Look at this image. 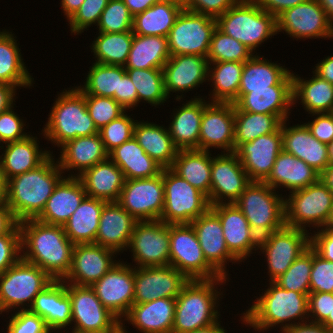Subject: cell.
Returning a JSON list of instances; mask_svg holds the SVG:
<instances>
[{"instance_id": "obj_11", "label": "cell", "mask_w": 333, "mask_h": 333, "mask_svg": "<svg viewBox=\"0 0 333 333\" xmlns=\"http://www.w3.org/2000/svg\"><path fill=\"white\" fill-rule=\"evenodd\" d=\"M74 333H121V321L106 309L90 286L67 283Z\"/></svg>"}, {"instance_id": "obj_57", "label": "cell", "mask_w": 333, "mask_h": 333, "mask_svg": "<svg viewBox=\"0 0 333 333\" xmlns=\"http://www.w3.org/2000/svg\"><path fill=\"white\" fill-rule=\"evenodd\" d=\"M109 0H85L78 11L68 20L72 35H79L90 28L97 26L103 10Z\"/></svg>"}, {"instance_id": "obj_37", "label": "cell", "mask_w": 333, "mask_h": 333, "mask_svg": "<svg viewBox=\"0 0 333 333\" xmlns=\"http://www.w3.org/2000/svg\"><path fill=\"white\" fill-rule=\"evenodd\" d=\"M320 176L303 160L282 150L264 182L275 190H280L281 187L283 190L284 187L291 193L316 183Z\"/></svg>"}, {"instance_id": "obj_53", "label": "cell", "mask_w": 333, "mask_h": 333, "mask_svg": "<svg viewBox=\"0 0 333 333\" xmlns=\"http://www.w3.org/2000/svg\"><path fill=\"white\" fill-rule=\"evenodd\" d=\"M312 269V247L303 252L274 282L280 287L309 295Z\"/></svg>"}, {"instance_id": "obj_65", "label": "cell", "mask_w": 333, "mask_h": 333, "mask_svg": "<svg viewBox=\"0 0 333 333\" xmlns=\"http://www.w3.org/2000/svg\"><path fill=\"white\" fill-rule=\"evenodd\" d=\"M310 234V246L327 261L333 262V228L322 227Z\"/></svg>"}, {"instance_id": "obj_15", "label": "cell", "mask_w": 333, "mask_h": 333, "mask_svg": "<svg viewBox=\"0 0 333 333\" xmlns=\"http://www.w3.org/2000/svg\"><path fill=\"white\" fill-rule=\"evenodd\" d=\"M163 170L151 178L125 180L117 203L137 221L160 220L164 208Z\"/></svg>"}, {"instance_id": "obj_74", "label": "cell", "mask_w": 333, "mask_h": 333, "mask_svg": "<svg viewBox=\"0 0 333 333\" xmlns=\"http://www.w3.org/2000/svg\"><path fill=\"white\" fill-rule=\"evenodd\" d=\"M221 321L219 320L218 322L202 328V329H197L195 331L187 332V333H228L226 329H224L223 326H221Z\"/></svg>"}, {"instance_id": "obj_44", "label": "cell", "mask_w": 333, "mask_h": 333, "mask_svg": "<svg viewBox=\"0 0 333 333\" xmlns=\"http://www.w3.org/2000/svg\"><path fill=\"white\" fill-rule=\"evenodd\" d=\"M183 9L181 0H160L133 17L132 32L144 36L167 37Z\"/></svg>"}, {"instance_id": "obj_46", "label": "cell", "mask_w": 333, "mask_h": 333, "mask_svg": "<svg viewBox=\"0 0 333 333\" xmlns=\"http://www.w3.org/2000/svg\"><path fill=\"white\" fill-rule=\"evenodd\" d=\"M168 38L133 35L125 69H162L170 58Z\"/></svg>"}, {"instance_id": "obj_61", "label": "cell", "mask_w": 333, "mask_h": 333, "mask_svg": "<svg viewBox=\"0 0 333 333\" xmlns=\"http://www.w3.org/2000/svg\"><path fill=\"white\" fill-rule=\"evenodd\" d=\"M21 258V231L18 225L11 233L0 236V275Z\"/></svg>"}, {"instance_id": "obj_34", "label": "cell", "mask_w": 333, "mask_h": 333, "mask_svg": "<svg viewBox=\"0 0 333 333\" xmlns=\"http://www.w3.org/2000/svg\"><path fill=\"white\" fill-rule=\"evenodd\" d=\"M259 54H254L244 62L242 76L235 104L249 89H270L274 85H292V72L285 65L270 62Z\"/></svg>"}, {"instance_id": "obj_56", "label": "cell", "mask_w": 333, "mask_h": 333, "mask_svg": "<svg viewBox=\"0 0 333 333\" xmlns=\"http://www.w3.org/2000/svg\"><path fill=\"white\" fill-rule=\"evenodd\" d=\"M85 102L98 130L126 112L118 102L110 97L85 95Z\"/></svg>"}, {"instance_id": "obj_33", "label": "cell", "mask_w": 333, "mask_h": 333, "mask_svg": "<svg viewBox=\"0 0 333 333\" xmlns=\"http://www.w3.org/2000/svg\"><path fill=\"white\" fill-rule=\"evenodd\" d=\"M176 298L133 304L121 322L127 321L140 333H172Z\"/></svg>"}, {"instance_id": "obj_51", "label": "cell", "mask_w": 333, "mask_h": 333, "mask_svg": "<svg viewBox=\"0 0 333 333\" xmlns=\"http://www.w3.org/2000/svg\"><path fill=\"white\" fill-rule=\"evenodd\" d=\"M126 73L137 90L138 104L143 101L157 108L169 99L162 69H126Z\"/></svg>"}, {"instance_id": "obj_40", "label": "cell", "mask_w": 333, "mask_h": 333, "mask_svg": "<svg viewBox=\"0 0 333 333\" xmlns=\"http://www.w3.org/2000/svg\"><path fill=\"white\" fill-rule=\"evenodd\" d=\"M109 159L123 172L125 180L151 178L163 167L152 159L134 136L109 153Z\"/></svg>"}, {"instance_id": "obj_21", "label": "cell", "mask_w": 333, "mask_h": 333, "mask_svg": "<svg viewBox=\"0 0 333 333\" xmlns=\"http://www.w3.org/2000/svg\"><path fill=\"white\" fill-rule=\"evenodd\" d=\"M209 102L205 105L199 134V150L234 152V104ZM223 150V151H222Z\"/></svg>"}, {"instance_id": "obj_62", "label": "cell", "mask_w": 333, "mask_h": 333, "mask_svg": "<svg viewBox=\"0 0 333 333\" xmlns=\"http://www.w3.org/2000/svg\"><path fill=\"white\" fill-rule=\"evenodd\" d=\"M333 293L314 292L308 295L309 321L322 324L328 317H332Z\"/></svg>"}, {"instance_id": "obj_80", "label": "cell", "mask_w": 333, "mask_h": 333, "mask_svg": "<svg viewBox=\"0 0 333 333\" xmlns=\"http://www.w3.org/2000/svg\"><path fill=\"white\" fill-rule=\"evenodd\" d=\"M326 226L333 228V205H332V211H331V215H330V220H329V222H328V224Z\"/></svg>"}, {"instance_id": "obj_25", "label": "cell", "mask_w": 333, "mask_h": 333, "mask_svg": "<svg viewBox=\"0 0 333 333\" xmlns=\"http://www.w3.org/2000/svg\"><path fill=\"white\" fill-rule=\"evenodd\" d=\"M282 151V129L241 144L234 153L251 181L264 182Z\"/></svg>"}, {"instance_id": "obj_54", "label": "cell", "mask_w": 333, "mask_h": 333, "mask_svg": "<svg viewBox=\"0 0 333 333\" xmlns=\"http://www.w3.org/2000/svg\"><path fill=\"white\" fill-rule=\"evenodd\" d=\"M133 16L122 0H109L97 23L99 32L121 33L132 31Z\"/></svg>"}, {"instance_id": "obj_69", "label": "cell", "mask_w": 333, "mask_h": 333, "mask_svg": "<svg viewBox=\"0 0 333 333\" xmlns=\"http://www.w3.org/2000/svg\"><path fill=\"white\" fill-rule=\"evenodd\" d=\"M17 89L13 86L0 83V113L8 110L11 106L15 105Z\"/></svg>"}, {"instance_id": "obj_72", "label": "cell", "mask_w": 333, "mask_h": 333, "mask_svg": "<svg viewBox=\"0 0 333 333\" xmlns=\"http://www.w3.org/2000/svg\"><path fill=\"white\" fill-rule=\"evenodd\" d=\"M134 17L147 10L149 7L158 3L160 0H122Z\"/></svg>"}, {"instance_id": "obj_76", "label": "cell", "mask_w": 333, "mask_h": 333, "mask_svg": "<svg viewBox=\"0 0 333 333\" xmlns=\"http://www.w3.org/2000/svg\"><path fill=\"white\" fill-rule=\"evenodd\" d=\"M7 189L8 180L6 179L0 168V205L6 204L7 202Z\"/></svg>"}, {"instance_id": "obj_70", "label": "cell", "mask_w": 333, "mask_h": 333, "mask_svg": "<svg viewBox=\"0 0 333 333\" xmlns=\"http://www.w3.org/2000/svg\"><path fill=\"white\" fill-rule=\"evenodd\" d=\"M315 65L313 72L333 85V55H328Z\"/></svg>"}, {"instance_id": "obj_48", "label": "cell", "mask_w": 333, "mask_h": 333, "mask_svg": "<svg viewBox=\"0 0 333 333\" xmlns=\"http://www.w3.org/2000/svg\"><path fill=\"white\" fill-rule=\"evenodd\" d=\"M282 122L276 115L240 111L234 105V151L241 144L276 132Z\"/></svg>"}, {"instance_id": "obj_20", "label": "cell", "mask_w": 333, "mask_h": 333, "mask_svg": "<svg viewBox=\"0 0 333 333\" xmlns=\"http://www.w3.org/2000/svg\"><path fill=\"white\" fill-rule=\"evenodd\" d=\"M251 182L234 152L214 155L211 165L210 206L234 203Z\"/></svg>"}, {"instance_id": "obj_77", "label": "cell", "mask_w": 333, "mask_h": 333, "mask_svg": "<svg viewBox=\"0 0 333 333\" xmlns=\"http://www.w3.org/2000/svg\"><path fill=\"white\" fill-rule=\"evenodd\" d=\"M320 6L326 12L328 19L333 23V0H318Z\"/></svg>"}, {"instance_id": "obj_42", "label": "cell", "mask_w": 333, "mask_h": 333, "mask_svg": "<svg viewBox=\"0 0 333 333\" xmlns=\"http://www.w3.org/2000/svg\"><path fill=\"white\" fill-rule=\"evenodd\" d=\"M133 136L145 153L163 168L172 166L179 149L173 143L167 126L137 120Z\"/></svg>"}, {"instance_id": "obj_78", "label": "cell", "mask_w": 333, "mask_h": 333, "mask_svg": "<svg viewBox=\"0 0 333 333\" xmlns=\"http://www.w3.org/2000/svg\"><path fill=\"white\" fill-rule=\"evenodd\" d=\"M322 325L324 327H326L328 330H330L331 332H333V309H332V317H328L323 323Z\"/></svg>"}, {"instance_id": "obj_58", "label": "cell", "mask_w": 333, "mask_h": 333, "mask_svg": "<svg viewBox=\"0 0 333 333\" xmlns=\"http://www.w3.org/2000/svg\"><path fill=\"white\" fill-rule=\"evenodd\" d=\"M5 333H52L37 314L30 310H20L8 316Z\"/></svg>"}, {"instance_id": "obj_4", "label": "cell", "mask_w": 333, "mask_h": 333, "mask_svg": "<svg viewBox=\"0 0 333 333\" xmlns=\"http://www.w3.org/2000/svg\"><path fill=\"white\" fill-rule=\"evenodd\" d=\"M227 281L225 277L190 280L176 297L172 333H187L218 322L219 301L223 298L219 286H225Z\"/></svg>"}, {"instance_id": "obj_14", "label": "cell", "mask_w": 333, "mask_h": 333, "mask_svg": "<svg viewBox=\"0 0 333 333\" xmlns=\"http://www.w3.org/2000/svg\"><path fill=\"white\" fill-rule=\"evenodd\" d=\"M216 27V18L183 9L167 36L170 55L207 57Z\"/></svg>"}, {"instance_id": "obj_31", "label": "cell", "mask_w": 333, "mask_h": 333, "mask_svg": "<svg viewBox=\"0 0 333 333\" xmlns=\"http://www.w3.org/2000/svg\"><path fill=\"white\" fill-rule=\"evenodd\" d=\"M87 196L78 177L64 176L55 186L37 220L52 225L64 226Z\"/></svg>"}, {"instance_id": "obj_79", "label": "cell", "mask_w": 333, "mask_h": 333, "mask_svg": "<svg viewBox=\"0 0 333 333\" xmlns=\"http://www.w3.org/2000/svg\"><path fill=\"white\" fill-rule=\"evenodd\" d=\"M329 165L333 164V140L327 144Z\"/></svg>"}, {"instance_id": "obj_45", "label": "cell", "mask_w": 333, "mask_h": 333, "mask_svg": "<svg viewBox=\"0 0 333 333\" xmlns=\"http://www.w3.org/2000/svg\"><path fill=\"white\" fill-rule=\"evenodd\" d=\"M105 203L104 200L86 196L64 224L65 234L74 245L95 243Z\"/></svg>"}, {"instance_id": "obj_7", "label": "cell", "mask_w": 333, "mask_h": 333, "mask_svg": "<svg viewBox=\"0 0 333 333\" xmlns=\"http://www.w3.org/2000/svg\"><path fill=\"white\" fill-rule=\"evenodd\" d=\"M265 182L252 181L234 202L258 238L285 226V197Z\"/></svg>"}, {"instance_id": "obj_9", "label": "cell", "mask_w": 333, "mask_h": 333, "mask_svg": "<svg viewBox=\"0 0 333 333\" xmlns=\"http://www.w3.org/2000/svg\"><path fill=\"white\" fill-rule=\"evenodd\" d=\"M287 196L285 197L286 226L303 230H308L309 227L311 231L313 228L317 230L328 224L333 193L321 179Z\"/></svg>"}, {"instance_id": "obj_30", "label": "cell", "mask_w": 333, "mask_h": 333, "mask_svg": "<svg viewBox=\"0 0 333 333\" xmlns=\"http://www.w3.org/2000/svg\"><path fill=\"white\" fill-rule=\"evenodd\" d=\"M138 221L117 202H106L101 212L95 244L127 252L130 238Z\"/></svg>"}, {"instance_id": "obj_36", "label": "cell", "mask_w": 333, "mask_h": 333, "mask_svg": "<svg viewBox=\"0 0 333 333\" xmlns=\"http://www.w3.org/2000/svg\"><path fill=\"white\" fill-rule=\"evenodd\" d=\"M240 111L272 114L289 119L293 108L292 85H274L270 89H249L235 104Z\"/></svg>"}, {"instance_id": "obj_55", "label": "cell", "mask_w": 333, "mask_h": 333, "mask_svg": "<svg viewBox=\"0 0 333 333\" xmlns=\"http://www.w3.org/2000/svg\"><path fill=\"white\" fill-rule=\"evenodd\" d=\"M136 122L137 120L128 116L126 111L99 130L98 133L108 153L133 137Z\"/></svg>"}, {"instance_id": "obj_71", "label": "cell", "mask_w": 333, "mask_h": 333, "mask_svg": "<svg viewBox=\"0 0 333 333\" xmlns=\"http://www.w3.org/2000/svg\"><path fill=\"white\" fill-rule=\"evenodd\" d=\"M282 333H333L324 327L322 324L313 323L310 321L294 325L285 329Z\"/></svg>"}, {"instance_id": "obj_19", "label": "cell", "mask_w": 333, "mask_h": 333, "mask_svg": "<svg viewBox=\"0 0 333 333\" xmlns=\"http://www.w3.org/2000/svg\"><path fill=\"white\" fill-rule=\"evenodd\" d=\"M189 281L171 265L134 267V304L176 298Z\"/></svg>"}, {"instance_id": "obj_28", "label": "cell", "mask_w": 333, "mask_h": 333, "mask_svg": "<svg viewBox=\"0 0 333 333\" xmlns=\"http://www.w3.org/2000/svg\"><path fill=\"white\" fill-rule=\"evenodd\" d=\"M288 121L281 124L282 150L303 160L321 175L329 166L327 144L317 140L304 123L290 126Z\"/></svg>"}, {"instance_id": "obj_47", "label": "cell", "mask_w": 333, "mask_h": 333, "mask_svg": "<svg viewBox=\"0 0 333 333\" xmlns=\"http://www.w3.org/2000/svg\"><path fill=\"white\" fill-rule=\"evenodd\" d=\"M243 67L242 62H209L210 102L233 103L237 99Z\"/></svg>"}, {"instance_id": "obj_66", "label": "cell", "mask_w": 333, "mask_h": 333, "mask_svg": "<svg viewBox=\"0 0 333 333\" xmlns=\"http://www.w3.org/2000/svg\"><path fill=\"white\" fill-rule=\"evenodd\" d=\"M113 99L126 111L128 109H132L129 111H133L134 107H138L137 90L127 73L120 78L119 94H114Z\"/></svg>"}, {"instance_id": "obj_1", "label": "cell", "mask_w": 333, "mask_h": 333, "mask_svg": "<svg viewBox=\"0 0 333 333\" xmlns=\"http://www.w3.org/2000/svg\"><path fill=\"white\" fill-rule=\"evenodd\" d=\"M22 259L37 265L53 280H64L72 265L74 244L63 226L43 223L37 219L19 222Z\"/></svg>"}, {"instance_id": "obj_23", "label": "cell", "mask_w": 333, "mask_h": 333, "mask_svg": "<svg viewBox=\"0 0 333 333\" xmlns=\"http://www.w3.org/2000/svg\"><path fill=\"white\" fill-rule=\"evenodd\" d=\"M210 209L219 217L226 246L239 261L247 260L258 250L259 238L252 231L249 222L234 203L211 205Z\"/></svg>"}, {"instance_id": "obj_43", "label": "cell", "mask_w": 333, "mask_h": 333, "mask_svg": "<svg viewBox=\"0 0 333 333\" xmlns=\"http://www.w3.org/2000/svg\"><path fill=\"white\" fill-rule=\"evenodd\" d=\"M210 151L179 150L170 169L190 185L203 192L210 204L211 165ZM212 156V157H211Z\"/></svg>"}, {"instance_id": "obj_38", "label": "cell", "mask_w": 333, "mask_h": 333, "mask_svg": "<svg viewBox=\"0 0 333 333\" xmlns=\"http://www.w3.org/2000/svg\"><path fill=\"white\" fill-rule=\"evenodd\" d=\"M89 197L117 202L125 178L123 172L109 158L97 163L78 176Z\"/></svg>"}, {"instance_id": "obj_59", "label": "cell", "mask_w": 333, "mask_h": 333, "mask_svg": "<svg viewBox=\"0 0 333 333\" xmlns=\"http://www.w3.org/2000/svg\"><path fill=\"white\" fill-rule=\"evenodd\" d=\"M314 292L333 293V262L323 259L312 248L310 293Z\"/></svg>"}, {"instance_id": "obj_5", "label": "cell", "mask_w": 333, "mask_h": 333, "mask_svg": "<svg viewBox=\"0 0 333 333\" xmlns=\"http://www.w3.org/2000/svg\"><path fill=\"white\" fill-rule=\"evenodd\" d=\"M64 90L57 93L48 120L40 133L58 148L77 137L99 132L88 112L85 94L77 86Z\"/></svg>"}, {"instance_id": "obj_17", "label": "cell", "mask_w": 333, "mask_h": 333, "mask_svg": "<svg viewBox=\"0 0 333 333\" xmlns=\"http://www.w3.org/2000/svg\"><path fill=\"white\" fill-rule=\"evenodd\" d=\"M169 224L161 220L138 221L127 250L132 253L134 267L169 265Z\"/></svg>"}, {"instance_id": "obj_39", "label": "cell", "mask_w": 333, "mask_h": 333, "mask_svg": "<svg viewBox=\"0 0 333 333\" xmlns=\"http://www.w3.org/2000/svg\"><path fill=\"white\" fill-rule=\"evenodd\" d=\"M312 73L304 79L292 71L293 107L299 103L308 114L333 113V85Z\"/></svg>"}, {"instance_id": "obj_35", "label": "cell", "mask_w": 333, "mask_h": 333, "mask_svg": "<svg viewBox=\"0 0 333 333\" xmlns=\"http://www.w3.org/2000/svg\"><path fill=\"white\" fill-rule=\"evenodd\" d=\"M38 139L31 133L23 140L0 146L3 149V153L0 155V168L7 180L36 168L50 154H53V151L40 149Z\"/></svg>"}, {"instance_id": "obj_10", "label": "cell", "mask_w": 333, "mask_h": 333, "mask_svg": "<svg viewBox=\"0 0 333 333\" xmlns=\"http://www.w3.org/2000/svg\"><path fill=\"white\" fill-rule=\"evenodd\" d=\"M163 185L165 195L160 218L162 222L191 223L210 208L207 196L170 168H163Z\"/></svg>"}, {"instance_id": "obj_24", "label": "cell", "mask_w": 333, "mask_h": 333, "mask_svg": "<svg viewBox=\"0 0 333 333\" xmlns=\"http://www.w3.org/2000/svg\"><path fill=\"white\" fill-rule=\"evenodd\" d=\"M208 65V58L200 55L170 56L162 68L168 98L171 92L177 93L174 99L180 102L185 93L208 82Z\"/></svg>"}, {"instance_id": "obj_32", "label": "cell", "mask_w": 333, "mask_h": 333, "mask_svg": "<svg viewBox=\"0 0 333 333\" xmlns=\"http://www.w3.org/2000/svg\"><path fill=\"white\" fill-rule=\"evenodd\" d=\"M209 101L203 95L186 100L182 106L171 112V122L168 125L169 134L179 150H199V134L201 119L205 105Z\"/></svg>"}, {"instance_id": "obj_50", "label": "cell", "mask_w": 333, "mask_h": 333, "mask_svg": "<svg viewBox=\"0 0 333 333\" xmlns=\"http://www.w3.org/2000/svg\"><path fill=\"white\" fill-rule=\"evenodd\" d=\"M126 73L123 66L93 63L89 67L84 85L77 87L85 95H94L113 98L119 94L120 78Z\"/></svg>"}, {"instance_id": "obj_63", "label": "cell", "mask_w": 333, "mask_h": 333, "mask_svg": "<svg viewBox=\"0 0 333 333\" xmlns=\"http://www.w3.org/2000/svg\"><path fill=\"white\" fill-rule=\"evenodd\" d=\"M185 10L213 18L225 13L239 0H181Z\"/></svg>"}, {"instance_id": "obj_22", "label": "cell", "mask_w": 333, "mask_h": 333, "mask_svg": "<svg viewBox=\"0 0 333 333\" xmlns=\"http://www.w3.org/2000/svg\"><path fill=\"white\" fill-rule=\"evenodd\" d=\"M117 254L95 243L75 244L71 269L63 281L78 286H91L120 261L115 259Z\"/></svg>"}, {"instance_id": "obj_18", "label": "cell", "mask_w": 333, "mask_h": 333, "mask_svg": "<svg viewBox=\"0 0 333 333\" xmlns=\"http://www.w3.org/2000/svg\"><path fill=\"white\" fill-rule=\"evenodd\" d=\"M90 287L102 305L121 321L134 304V265L119 261Z\"/></svg>"}, {"instance_id": "obj_41", "label": "cell", "mask_w": 333, "mask_h": 333, "mask_svg": "<svg viewBox=\"0 0 333 333\" xmlns=\"http://www.w3.org/2000/svg\"><path fill=\"white\" fill-rule=\"evenodd\" d=\"M12 32L6 29L0 30V83L16 89L31 88L35 84L34 78L25 66L20 44Z\"/></svg>"}, {"instance_id": "obj_67", "label": "cell", "mask_w": 333, "mask_h": 333, "mask_svg": "<svg viewBox=\"0 0 333 333\" xmlns=\"http://www.w3.org/2000/svg\"><path fill=\"white\" fill-rule=\"evenodd\" d=\"M258 6L272 14L275 18L287 9L304 3L308 0H254Z\"/></svg>"}, {"instance_id": "obj_75", "label": "cell", "mask_w": 333, "mask_h": 333, "mask_svg": "<svg viewBox=\"0 0 333 333\" xmlns=\"http://www.w3.org/2000/svg\"><path fill=\"white\" fill-rule=\"evenodd\" d=\"M320 179L327 185L333 193V164L329 165L321 174Z\"/></svg>"}, {"instance_id": "obj_3", "label": "cell", "mask_w": 333, "mask_h": 333, "mask_svg": "<svg viewBox=\"0 0 333 333\" xmlns=\"http://www.w3.org/2000/svg\"><path fill=\"white\" fill-rule=\"evenodd\" d=\"M50 154L39 166L8 179L7 202L18 222L36 219L64 173Z\"/></svg>"}, {"instance_id": "obj_73", "label": "cell", "mask_w": 333, "mask_h": 333, "mask_svg": "<svg viewBox=\"0 0 333 333\" xmlns=\"http://www.w3.org/2000/svg\"><path fill=\"white\" fill-rule=\"evenodd\" d=\"M85 0H61V7L67 21L78 11Z\"/></svg>"}, {"instance_id": "obj_16", "label": "cell", "mask_w": 333, "mask_h": 333, "mask_svg": "<svg viewBox=\"0 0 333 333\" xmlns=\"http://www.w3.org/2000/svg\"><path fill=\"white\" fill-rule=\"evenodd\" d=\"M283 31V32H282ZM276 32H282L293 40L332 39L333 23L318 0H308L285 10L276 17Z\"/></svg>"}, {"instance_id": "obj_52", "label": "cell", "mask_w": 333, "mask_h": 333, "mask_svg": "<svg viewBox=\"0 0 333 333\" xmlns=\"http://www.w3.org/2000/svg\"><path fill=\"white\" fill-rule=\"evenodd\" d=\"M253 55L248 47L216 27L207 55L208 62L234 61L244 63Z\"/></svg>"}, {"instance_id": "obj_13", "label": "cell", "mask_w": 333, "mask_h": 333, "mask_svg": "<svg viewBox=\"0 0 333 333\" xmlns=\"http://www.w3.org/2000/svg\"><path fill=\"white\" fill-rule=\"evenodd\" d=\"M309 230L284 226L280 230L259 238L257 253L266 258L269 280L274 281L310 247ZM260 250V251H259Z\"/></svg>"}, {"instance_id": "obj_60", "label": "cell", "mask_w": 333, "mask_h": 333, "mask_svg": "<svg viewBox=\"0 0 333 333\" xmlns=\"http://www.w3.org/2000/svg\"><path fill=\"white\" fill-rule=\"evenodd\" d=\"M13 108H15L14 105L0 113V145L20 141L31 135L24 131L26 122Z\"/></svg>"}, {"instance_id": "obj_8", "label": "cell", "mask_w": 333, "mask_h": 333, "mask_svg": "<svg viewBox=\"0 0 333 333\" xmlns=\"http://www.w3.org/2000/svg\"><path fill=\"white\" fill-rule=\"evenodd\" d=\"M52 281L40 267L21 258L0 275V317L11 311L29 310L35 297Z\"/></svg>"}, {"instance_id": "obj_29", "label": "cell", "mask_w": 333, "mask_h": 333, "mask_svg": "<svg viewBox=\"0 0 333 333\" xmlns=\"http://www.w3.org/2000/svg\"><path fill=\"white\" fill-rule=\"evenodd\" d=\"M60 148V157L56 160L64 175L69 172L67 177H78L87 169L109 158L99 133L77 137Z\"/></svg>"}, {"instance_id": "obj_64", "label": "cell", "mask_w": 333, "mask_h": 333, "mask_svg": "<svg viewBox=\"0 0 333 333\" xmlns=\"http://www.w3.org/2000/svg\"><path fill=\"white\" fill-rule=\"evenodd\" d=\"M314 119L304 123L310 133L325 144L333 140V113H312Z\"/></svg>"}, {"instance_id": "obj_27", "label": "cell", "mask_w": 333, "mask_h": 333, "mask_svg": "<svg viewBox=\"0 0 333 333\" xmlns=\"http://www.w3.org/2000/svg\"><path fill=\"white\" fill-rule=\"evenodd\" d=\"M29 310L44 319L52 333L70 330L72 309L67 283L62 280H53L35 297Z\"/></svg>"}, {"instance_id": "obj_68", "label": "cell", "mask_w": 333, "mask_h": 333, "mask_svg": "<svg viewBox=\"0 0 333 333\" xmlns=\"http://www.w3.org/2000/svg\"><path fill=\"white\" fill-rule=\"evenodd\" d=\"M18 225L11 209L6 204L0 205V236L11 233Z\"/></svg>"}, {"instance_id": "obj_6", "label": "cell", "mask_w": 333, "mask_h": 333, "mask_svg": "<svg viewBox=\"0 0 333 333\" xmlns=\"http://www.w3.org/2000/svg\"><path fill=\"white\" fill-rule=\"evenodd\" d=\"M217 28L248 47L256 48L276 35V18L262 10L254 0H239L216 18Z\"/></svg>"}, {"instance_id": "obj_26", "label": "cell", "mask_w": 333, "mask_h": 333, "mask_svg": "<svg viewBox=\"0 0 333 333\" xmlns=\"http://www.w3.org/2000/svg\"><path fill=\"white\" fill-rule=\"evenodd\" d=\"M206 261L222 276L229 279L226 264L240 262L229 252L219 217L209 208L191 222Z\"/></svg>"}, {"instance_id": "obj_2", "label": "cell", "mask_w": 333, "mask_h": 333, "mask_svg": "<svg viewBox=\"0 0 333 333\" xmlns=\"http://www.w3.org/2000/svg\"><path fill=\"white\" fill-rule=\"evenodd\" d=\"M268 285L264 293L241 314V324L263 333L278 326L282 333L287 328L309 321L308 295L286 290L274 281Z\"/></svg>"}, {"instance_id": "obj_12", "label": "cell", "mask_w": 333, "mask_h": 333, "mask_svg": "<svg viewBox=\"0 0 333 333\" xmlns=\"http://www.w3.org/2000/svg\"><path fill=\"white\" fill-rule=\"evenodd\" d=\"M169 265L190 280L222 277L205 259L191 223L169 224Z\"/></svg>"}, {"instance_id": "obj_49", "label": "cell", "mask_w": 333, "mask_h": 333, "mask_svg": "<svg viewBox=\"0 0 333 333\" xmlns=\"http://www.w3.org/2000/svg\"><path fill=\"white\" fill-rule=\"evenodd\" d=\"M133 35L132 31L99 32L90 46L95 63L124 67L128 60Z\"/></svg>"}]
</instances>
